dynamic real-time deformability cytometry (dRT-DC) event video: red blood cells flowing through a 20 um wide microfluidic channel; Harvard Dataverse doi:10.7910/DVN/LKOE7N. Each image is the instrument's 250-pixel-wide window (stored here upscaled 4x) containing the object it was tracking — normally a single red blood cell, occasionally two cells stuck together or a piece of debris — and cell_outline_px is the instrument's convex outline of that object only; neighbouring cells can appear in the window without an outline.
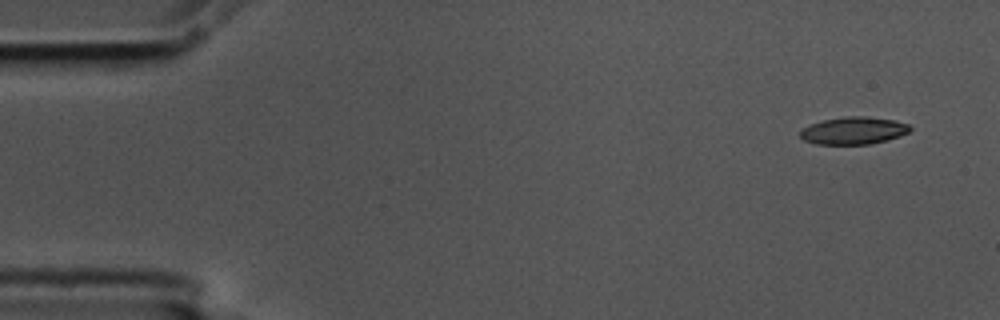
{"species": "common noctule bat (a hibernating species)", "species_latin": "Nyctalus noctula", "temperature_condition": "cold", "stored_images_in_passage": 5, "camera_frame_rate_fps": 3000, "um_per_image_px": 0.085, "animal": {"sex": "male", "body_mass_g": 17.5, "forearm_length_mm": 52.3}, "frame": {"image": 1, "passage_image": 1, "time_ms": 0.0, "image_size_px": [1000, 320], "cell_outline_px": [[912, 128], [908, 132], [900, 136], [888, 140], [872, 144], [816, 144], [804, 140], [800, 136], [800, 128], [808, 124], [824, 120], [844, 116], [864, 116], [896, 120], [908, 124]], "centroid_in_image_um": [72.54, 11.1], "position_along_channel_um": 12.5, "area_um2": 17.74}}